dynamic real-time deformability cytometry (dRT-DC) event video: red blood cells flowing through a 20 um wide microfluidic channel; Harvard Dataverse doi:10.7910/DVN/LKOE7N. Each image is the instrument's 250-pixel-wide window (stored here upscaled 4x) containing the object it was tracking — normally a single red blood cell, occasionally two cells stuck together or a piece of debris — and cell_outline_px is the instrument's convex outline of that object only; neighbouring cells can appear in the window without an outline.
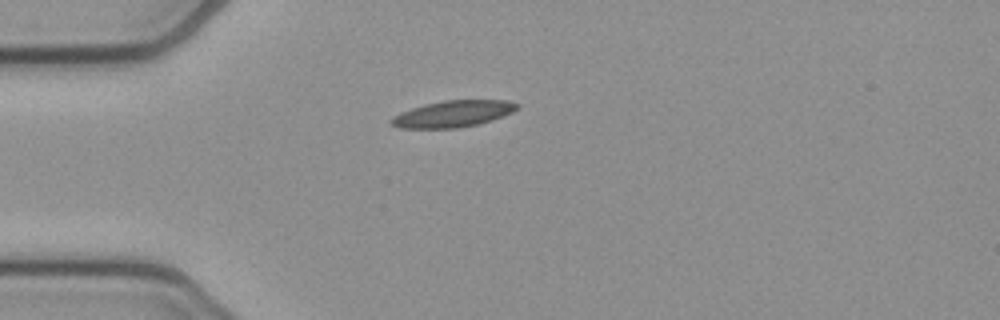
{"species": "common noctule bat (a hibernating species)", "species_latin": "Nyctalus noctula", "temperature_condition": "cold", "stored_images_in_passage": 40, "camera_frame_rate_fps": 3000, "um_per_image_px": 0.085, "animal": {"sex": "female", "body_mass_g": 21.9}, "frame": {"image": 1, "passage_image": 1, "time_ms": 0.0, "image_size_px": [1000, 320], "cell_outline_px": [[520, 104], [512, 112], [492, 120], [480, 124], [460, 128], [400, 128], [392, 124], [388, 120], [392, 116], [400, 112], [424, 104], [444, 100], [508, 100]], "centroid_in_image_um": [38.48, 9.68], "position_along_channel_um": 46.5, "area_um2": 19.54}}
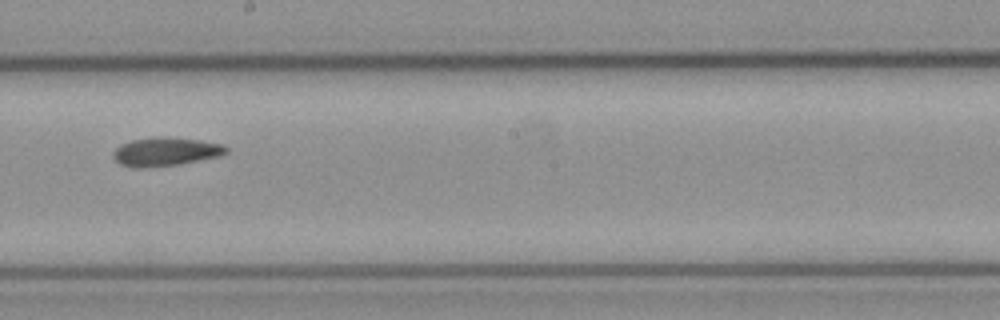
{"frame": {"image": 2, "passage_image": 17, "time_ms": 5.333, "image_size_px": [1000, 320], "cell_outline_px": [[228, 152], [220, 156], [180, 164], [144, 168], [132, 168], [120, 164], [112, 156], [112, 152], [120, 144], [132, 140], [156, 136], [164, 136], [200, 140], [220, 144], [228, 148]], "centroid_in_image_um": [14.04, 12.89], "position_along_channel_um": 234.2, "area_um2": 19.02}}
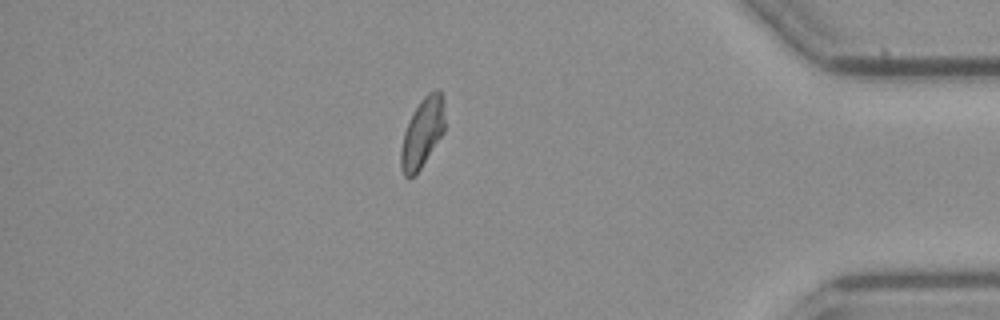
{"frame": {"image": 3, "passage_image": 33, "time_ms": 10.667, "image_size_px": [1000, 320], "cell_outline_px": [[444, 132], [416, 176], [408, 180], [404, 176], [400, 168], [400, 148], [404, 132], [412, 112], [420, 100], [428, 92], [436, 88], [440, 88], [444, 100]], "centroid_in_image_um": [35.89, 11.3], "position_along_channel_um": 399.3, "area_um2": 18.32}}